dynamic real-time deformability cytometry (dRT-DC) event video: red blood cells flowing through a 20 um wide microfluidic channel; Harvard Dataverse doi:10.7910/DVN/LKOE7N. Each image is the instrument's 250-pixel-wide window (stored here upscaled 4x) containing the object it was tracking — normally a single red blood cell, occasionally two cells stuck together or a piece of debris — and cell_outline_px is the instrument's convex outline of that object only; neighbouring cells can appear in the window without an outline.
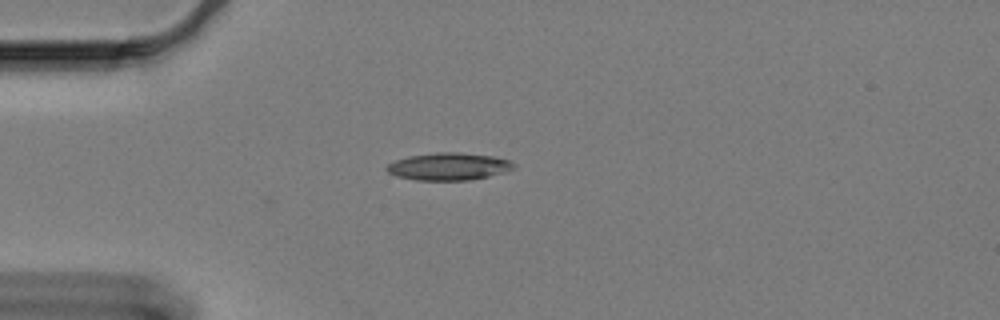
{"species": "Egyptian fruit bat (a non-hibernating species)", "species_latin": "Rousettus aegyptiacus", "temperature_condition": "cold", "stored_images_in_passage": 2, "camera_frame_rate_fps": 3000, "um_per_image_px": 0.085, "animal": {"sex": "female"}, "frame": {"image": 1, "passage_image": 2, "time_ms": 0.333, "image_size_px": [1000, 320], "cell_outline_px": [[516, 168], [504, 172], [488, 176], [468, 180], [416, 180], [396, 176], [388, 172], [384, 168], [388, 164], [396, 160], [408, 156], [436, 152], [460, 152], [492, 156], [508, 160], [516, 164]], "centroid_in_image_um": [38.13, 14.15], "position_along_channel_um": 46.9, "area_um2": 20.29}}